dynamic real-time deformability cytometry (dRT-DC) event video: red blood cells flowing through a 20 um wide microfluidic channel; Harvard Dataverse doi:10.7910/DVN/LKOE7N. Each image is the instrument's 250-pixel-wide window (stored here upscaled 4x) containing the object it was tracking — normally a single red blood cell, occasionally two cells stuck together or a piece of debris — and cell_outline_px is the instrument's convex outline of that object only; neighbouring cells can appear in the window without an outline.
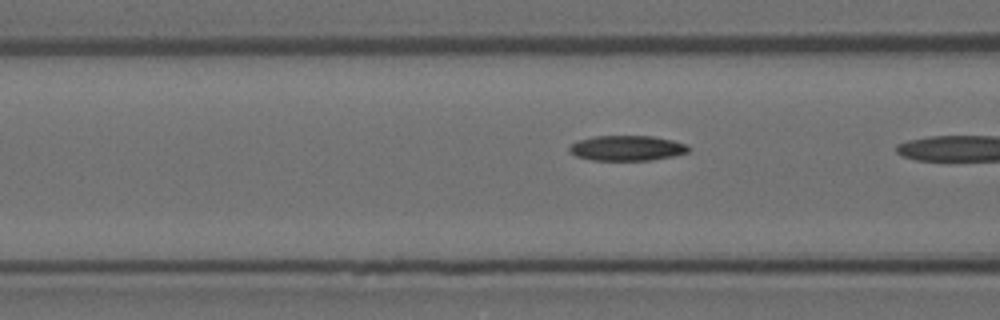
{"species": "Egyptian fruit bat (a non-hibernating species)", "species_latin": "Rousettus aegyptiacus", "temperature_condition": "room temperature", "stored_images_in_passage": 17, "camera_frame_rate_fps": 3000, "um_per_image_px": 0.085, "animal": {"sex": "female"}, "frame": {"image": 1, "passage_image": 16, "time_ms": 5.0, "image_size_px": [1000, 320], "cell_outline_px": [[688, 152], [672, 156], [652, 160], [592, 160], [576, 156], [568, 152], [568, 148], [572, 144], [580, 140], [596, 136], [652, 136], [672, 140], [688, 144]], "centroid_in_image_um": [53.28, 12.59], "position_along_channel_um": 113.3, "area_um2": 17.4}}